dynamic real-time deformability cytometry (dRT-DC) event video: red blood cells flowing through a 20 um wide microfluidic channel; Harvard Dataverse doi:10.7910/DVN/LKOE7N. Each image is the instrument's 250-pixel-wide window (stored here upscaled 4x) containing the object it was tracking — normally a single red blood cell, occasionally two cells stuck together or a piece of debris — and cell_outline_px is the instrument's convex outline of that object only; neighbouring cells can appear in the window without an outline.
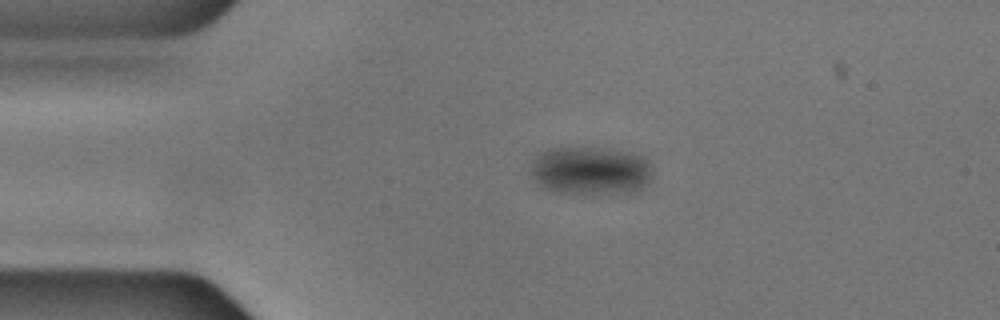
{"species": "common noctule bat (a hibernating species)", "species_latin": "Nyctalus noctula", "temperature_condition": "cold", "stored_images_in_passage": 46, "camera_frame_rate_fps": 3000, "um_per_image_px": 0.085, "animal": {"sex": "male", "body_mass_g": 17.9, "forearm_length_mm": 54.2}, "frame": {"image": 1, "passage_image": 1, "time_ms": 0.0, "image_size_px": [1000, 320], "cell_outline_px": [[652, 180], [644, 188], [628, 192], [584, 196], [560, 192], [548, 188], [540, 184], [532, 176], [528, 168], [540, 152], [548, 148], [604, 148], [628, 152], [644, 156], [648, 160], [652, 176]], "centroid_in_image_um": [50.22, 14.53], "position_along_channel_um": 34.8, "area_um2": 34.85}}
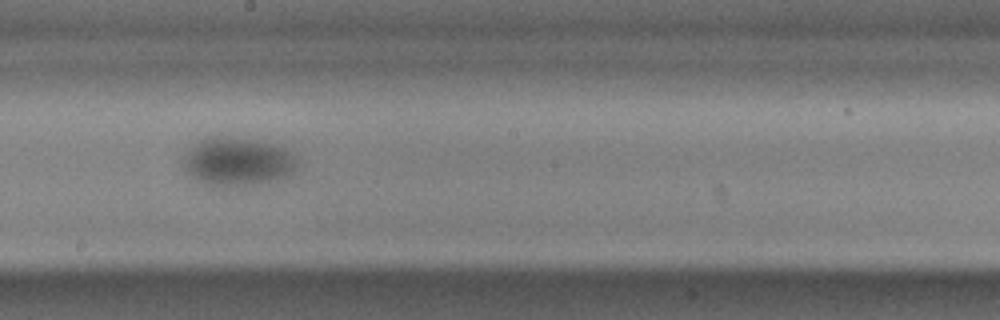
{"frame": {"image": 2, "passage_image": 20, "time_ms": 6.333, "image_size_px": [1000, 320], "cell_outline_px": [[300, 160], [296, 168], [292, 172], [284, 176], [256, 188], [224, 188], [204, 184], [196, 180], [184, 168], [184, 156], [200, 140], [208, 136], [232, 136], [260, 140], [284, 148], [292, 152]], "centroid_in_image_um": [20.25, 13.78], "position_along_channel_um": 228.0, "area_um2": 33.23}}
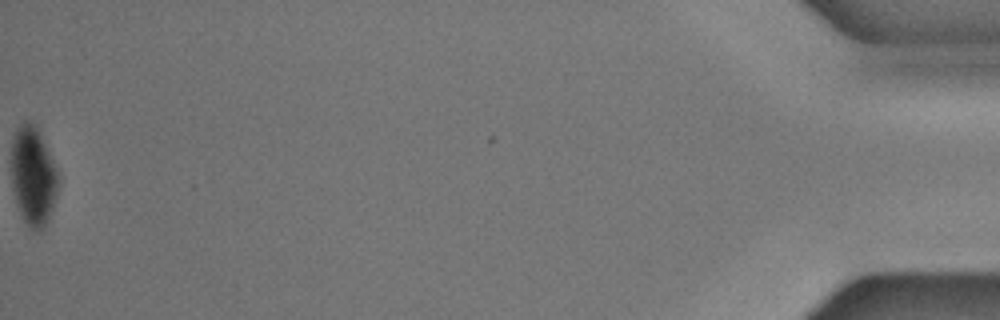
{"frame": {"image": 3, "passage_image": 46, "time_ms": 15.0, "image_size_px": [1000, 320], "cell_outline_px": [[60, 184], [48, 220], [40, 228], [32, 228], [24, 220], [16, 204], [12, 188], [12, 140], [16, 128], [24, 120], [28, 120], [36, 128], [60, 176]], "centroid_in_image_um": [2.81, 14.95], "position_along_channel_um": 432.4, "area_um2": 26.47}}